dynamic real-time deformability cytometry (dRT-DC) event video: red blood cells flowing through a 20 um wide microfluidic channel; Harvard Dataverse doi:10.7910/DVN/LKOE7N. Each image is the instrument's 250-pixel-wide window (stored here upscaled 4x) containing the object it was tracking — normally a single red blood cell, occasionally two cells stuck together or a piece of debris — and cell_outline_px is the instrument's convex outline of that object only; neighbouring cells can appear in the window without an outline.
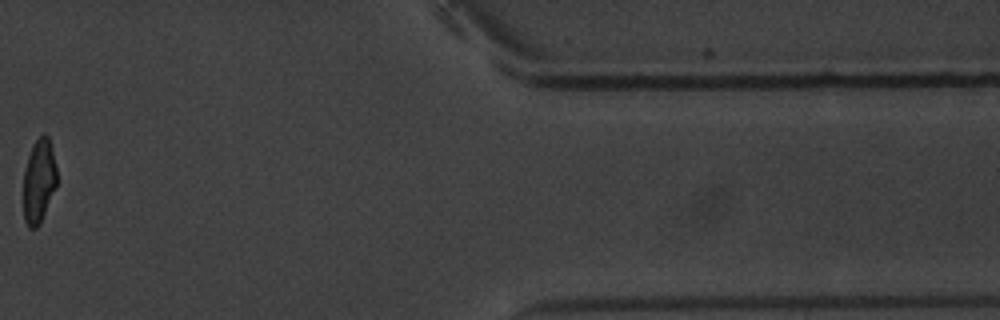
{"species": "common noctule bat (a hibernating species)", "species_latin": "Nyctalus noctula", "temperature_condition": "warm", "stored_images_in_passage": 12, "camera_frame_rate_fps": 3000, "um_per_image_px": 0.085, "animal": {"sex": "male", "body_mass_g": 20.1, "forearm_length_mm": 53.5}, "frame": {"image": 1, "passage_image": 10, "time_ms": 12.0, "image_size_px": [1000, 320], "cell_outline_px": [[56, 188], [40, 224], [36, 228], [28, 228], [24, 220], [24, 172], [28, 156], [32, 144], [44, 132], [48, 136], [56, 164]], "centroid_in_image_um": [3.31, 15.39], "position_along_channel_um": 408.1, "area_um2": 16.42}, "authors_computed_cell_mechanics": {"area_um2": 16.5597, "velocity_mm_per_s": 3.5646, "shape_relaxation_time_tau1_ms": 2.1279, "shape_relaxation_time_tau2_ms": 1.6104, "deformation_change_tau1": 0.1614, "deformation_change_tau2": 0.0991}}